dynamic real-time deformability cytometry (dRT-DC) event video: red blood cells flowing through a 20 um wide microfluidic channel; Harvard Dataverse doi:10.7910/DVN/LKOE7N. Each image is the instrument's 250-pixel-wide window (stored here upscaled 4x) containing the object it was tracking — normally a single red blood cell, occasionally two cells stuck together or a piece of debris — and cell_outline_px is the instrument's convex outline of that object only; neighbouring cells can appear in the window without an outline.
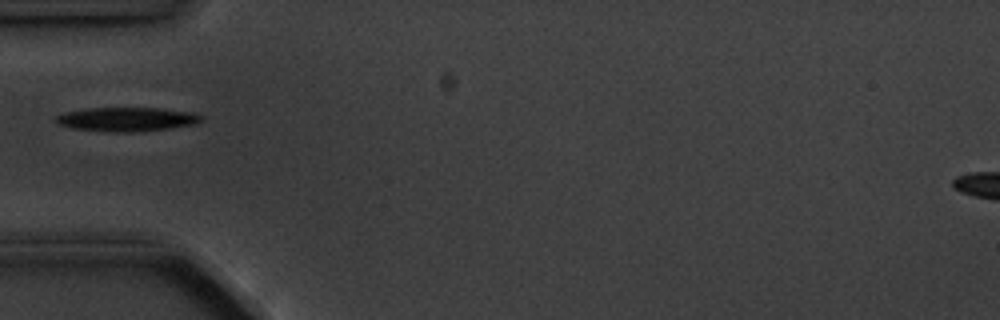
{"species": "common noctule bat (a hibernating species)", "species_latin": "Nyctalus noctula", "temperature_condition": "cold", "stored_images_in_passage": 1, "camera_frame_rate_fps": 3000, "um_per_image_px": 0.085, "animal": {"sex": "male", "body_mass_g": 20.1, "forearm_length_mm": 53.5}, "frame": {"image": 1, "passage_image": 1, "time_ms": 0.0, "image_size_px": [1000, 320], "cell_outline_px": [[204, 120], [196, 124], [168, 128], [136, 132], [112, 132], [72, 128], [56, 124], [56, 116], [64, 112], [88, 108], [160, 108], [196, 112], [204, 116]], "centroid_in_image_um": [10.83, 10.13], "position_along_channel_um": 74.2, "area_um2": 20.58}}